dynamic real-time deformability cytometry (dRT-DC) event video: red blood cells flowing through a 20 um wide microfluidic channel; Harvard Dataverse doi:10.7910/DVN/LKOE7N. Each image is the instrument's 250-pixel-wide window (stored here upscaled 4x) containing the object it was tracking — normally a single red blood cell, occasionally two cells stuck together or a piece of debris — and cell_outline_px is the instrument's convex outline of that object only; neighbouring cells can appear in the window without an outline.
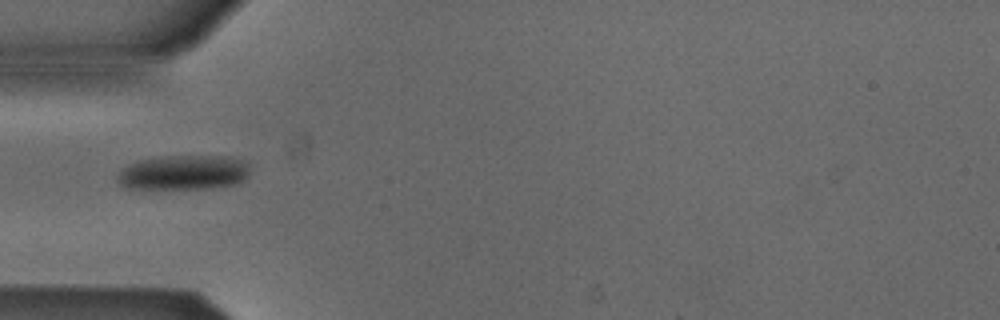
{"species": "Egyptian fruit bat (a non-hibernating species)", "species_latin": "Rousettus aegyptiacus", "temperature_condition": "cold", "stored_images_in_passage": 35, "camera_frame_rate_fps": 3000, "um_per_image_px": 0.085, "animal": {"sex": "male"}, "frame": {"image": 1, "passage_image": 1, "time_ms": 0.0, "image_size_px": [1000, 320], "cell_outline_px": [[248, 176], [236, 184], [208, 188], [128, 188], [120, 184], [116, 180], [116, 176], [120, 168], [136, 160], [164, 156], [228, 156], [248, 160]], "centroid_in_image_um": [15.58, 14.64], "position_along_channel_um": 69.4, "area_um2": 27.05}}
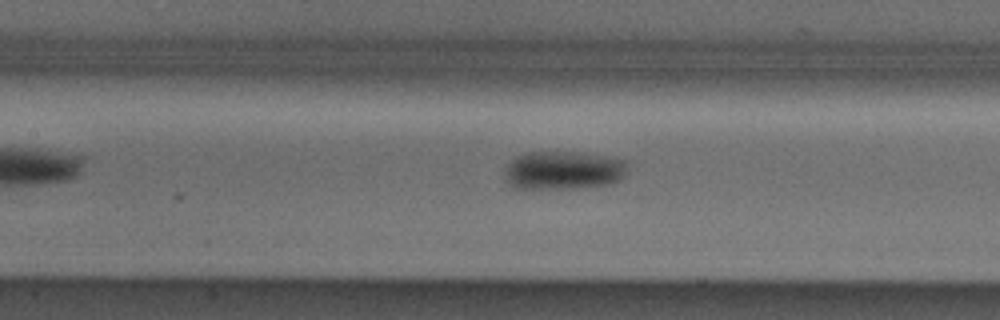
{"frame": {"image": 2, "passage_image": 8, "time_ms": 2.333, "image_size_px": [1000, 320], "cell_outline_px": [[628, 172], [620, 180], [604, 184], [572, 188], [512, 188], [504, 180], [504, 168], [516, 156], [524, 152], [584, 152], [616, 156], [628, 160]], "centroid_in_image_um": [47.92, 14.45], "position_along_channel_um": 159.5, "area_um2": 28.21}}
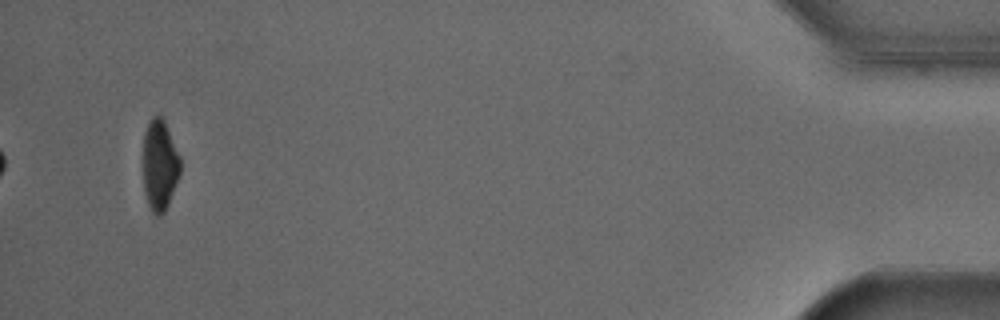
{"frame": {"image": 3, "passage_image": 35, "time_ms": 11.333, "image_size_px": [1000, 320], "cell_outline_px": [[180, 172], [168, 204], [164, 212], [160, 216], [156, 216], [152, 212], [148, 204], [144, 192], [144, 132], [148, 120], [152, 116], [160, 112], [164, 120], [180, 156]], "centroid_in_image_um": [13.57, 13.98], "position_along_channel_um": 421.6, "area_um2": 19.71}, "authors_computed_cell_mechanics": {"area_um2": 25.432, "velocity_mm_per_s": 3.8516, "shape_relaxation_time_tau1_ms": 5.439, "shape_relaxation_time_tau2_ms": null, "deformation_change_tau1": 0.1169, "deformation_change_tau2": null}}